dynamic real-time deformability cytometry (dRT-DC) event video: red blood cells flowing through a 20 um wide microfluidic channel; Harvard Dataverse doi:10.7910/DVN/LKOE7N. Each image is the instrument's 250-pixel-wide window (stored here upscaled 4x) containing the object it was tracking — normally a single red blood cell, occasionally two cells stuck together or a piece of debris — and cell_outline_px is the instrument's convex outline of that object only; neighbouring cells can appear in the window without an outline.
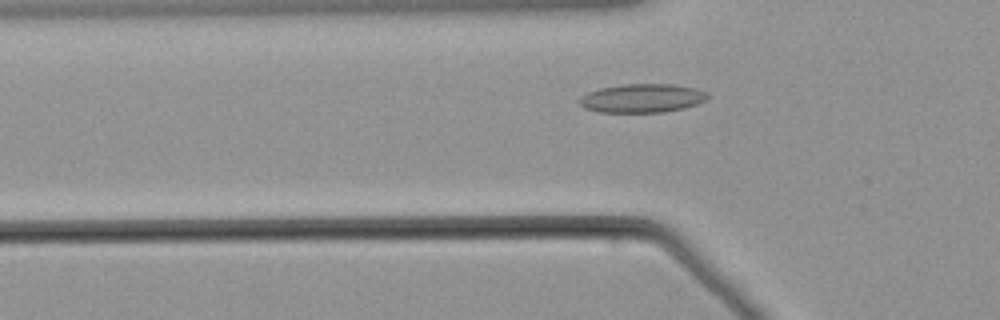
{"species": "common noctule bat (a hibernating species)", "species_latin": "Nyctalus noctula", "temperature_condition": "warm", "stored_images_in_passage": 47, "camera_frame_rate_fps": 3000, "um_per_image_px": 0.085, "animal": {"sex": "male", "body_mass_g": 21.5, "forearm_length_mm": 52.0}, "frame": {"image": 1, "passage_image": 10, "time_ms": 3.0, "image_size_px": [1000, 320], "cell_outline_px": [[708, 96], [704, 100], [696, 104], [684, 108], [664, 112], [600, 112], [584, 108], [580, 104], [580, 96], [588, 92], [600, 88], [620, 84], [672, 84], [696, 88], [708, 92]], "centroid_in_image_um": [54.57, 8.34], "position_along_channel_um": 71.2, "area_um2": 21.44}}
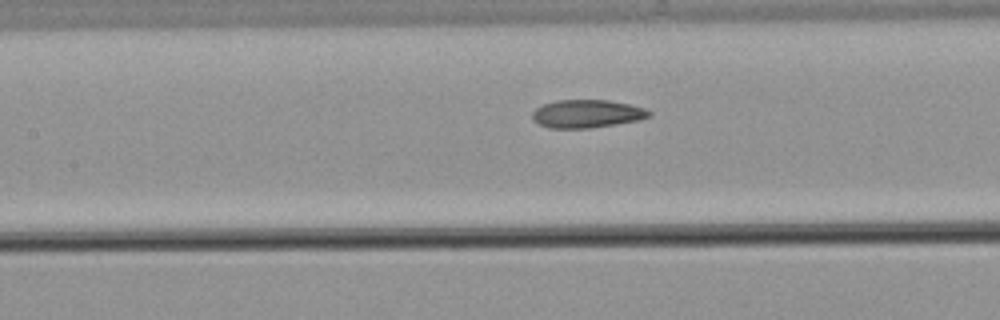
{"frame": {"image": 2, "passage_image": 17, "time_ms": 5.333, "image_size_px": [1000, 320], "cell_outline_px": [[652, 116], [640, 120], [588, 128], [548, 128], [532, 120], [532, 112], [536, 108], [544, 104], [556, 100], [608, 100], [628, 104], [644, 108], [652, 112]], "centroid_in_image_um": [49.89, 9.67], "position_along_channel_um": 157.5, "area_um2": 19.07}}
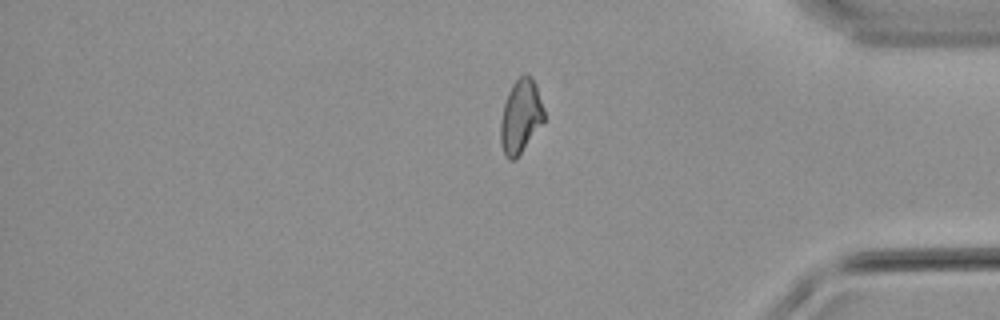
{"frame": {"image": 3, "passage_image": 38, "time_ms": 12.333, "image_size_px": [1000, 320], "cell_outline_px": [[544, 120], [520, 152], [512, 160], [508, 160], [504, 152], [500, 140], [500, 120], [504, 104], [508, 92], [512, 84], [524, 72], [532, 76], [536, 84], [544, 108]], "centroid_in_image_um": [44.25, 9.81], "position_along_channel_um": 391.0, "area_um2": 18.44}}